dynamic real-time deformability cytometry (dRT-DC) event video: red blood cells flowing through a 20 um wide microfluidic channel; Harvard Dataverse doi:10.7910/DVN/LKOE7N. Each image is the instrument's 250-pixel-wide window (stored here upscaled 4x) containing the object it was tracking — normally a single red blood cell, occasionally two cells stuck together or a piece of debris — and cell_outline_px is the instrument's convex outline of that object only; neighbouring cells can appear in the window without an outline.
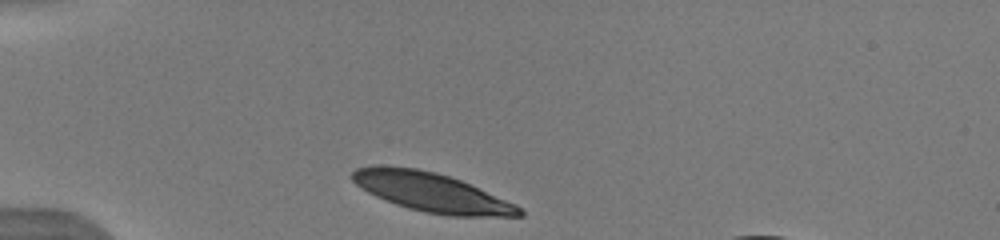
{"species": "human", "species_latin": "Homo sapiens", "temperature_condition": "warm", "stored_images_in_passage": 40, "camera_frame_rate_fps": 3000, "um_per_image_px": 0.085, "donor": {"sex": "male"}, "frame": {"image": 1, "passage_image": 1, "time_ms": 0.0, "image_size_px": [1000, 240], "cell_outline_px": [[524, 216], [448, 216], [424, 212], [408, 208], [396, 204], [376, 196], [360, 188], [348, 176], [356, 168], [416, 168], [436, 172], [460, 180], [516, 204], [524, 212]], "centroid_in_image_um": [36.72, 16.38], "position_along_channel_um": 48.3, "area_um2": 37.17}, "authors_computed_cell_mechanics": {"area_um2": 37.8879, "velocity_mm_per_s": 3.8669, "shape_relaxation_time_tau1_ms": 2.6026, "shape_relaxation_time_tau2_ms": null, "deformation_change_tau1": 0.1135, "deformation_change_tau2": null}}